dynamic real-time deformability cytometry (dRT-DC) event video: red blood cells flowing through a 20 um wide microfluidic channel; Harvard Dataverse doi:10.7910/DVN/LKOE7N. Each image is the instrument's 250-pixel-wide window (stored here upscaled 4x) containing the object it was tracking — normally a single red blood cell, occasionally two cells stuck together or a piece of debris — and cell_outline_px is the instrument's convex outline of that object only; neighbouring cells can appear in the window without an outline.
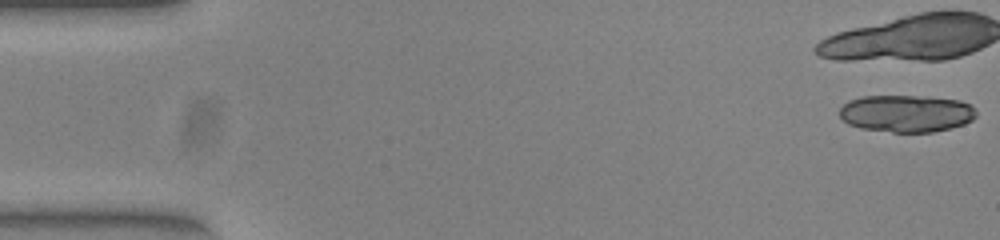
{"species": "common noctule bat (a hibernating species)", "species_latin": "Nyctalus noctula", "temperature_condition": "warm", "stored_images_in_passage": 19, "camera_frame_rate_fps": 3000, "um_per_image_px": 0.085, "animal": {"sex": "female", "body_mass_g": 23.0, "forearm_length_mm": 53.4}, "frame": {"image": 1, "passage_image": 1, "time_ms": 0.0, "image_size_px": [1000, 240], "cell_outline_px": [[976, 116], [972, 120], [964, 124], [952, 128], [932, 132], [892, 132], [860, 128], [848, 124], [840, 116], [840, 108], [848, 100], [864, 96], [924, 96], [960, 100], [972, 104], [976, 108]], "centroid_in_image_um": [77.08, 9.64], "position_along_channel_um": 7.9, "area_um2": 29.88}}